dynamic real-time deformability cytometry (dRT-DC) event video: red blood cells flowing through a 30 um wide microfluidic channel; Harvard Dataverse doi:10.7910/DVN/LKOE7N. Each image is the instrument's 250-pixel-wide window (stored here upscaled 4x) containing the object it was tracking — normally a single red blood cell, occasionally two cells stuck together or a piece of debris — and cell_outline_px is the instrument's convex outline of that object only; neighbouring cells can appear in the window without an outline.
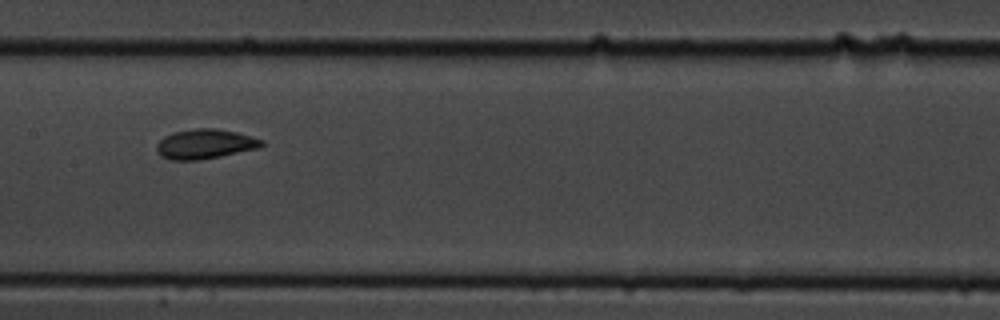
{"species": "common noctule bat (a hibernating species)", "species_latin": "Nyctalus noctula", "temperature_condition": "cold", "stored_images_in_passage": 12, "camera_frame_rate_fps": 3000, "um_per_image_px": 0.085, "animal": {"sex": "male", "body_mass_g": 19.5, "forearm_length_mm": 54.6}, "frame": {"image": 1, "passage_image": 6, "time_ms": 6.667, "image_size_px": [1000, 320], "cell_outline_px": [[264, 144], [260, 148], [200, 160], [172, 160], [160, 156], [156, 148], [156, 144], [164, 136], [176, 132], [196, 128], [216, 128], [236, 132], [264, 140]], "centroid_in_image_um": [17.43, 12.24], "position_along_channel_um": 190.0, "area_um2": 18.15}}
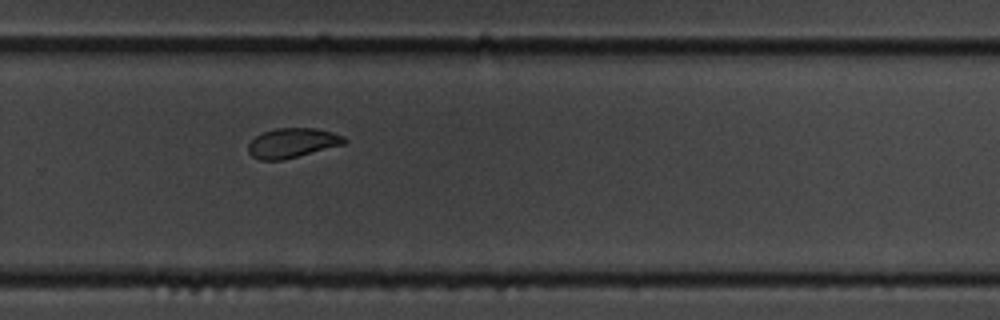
{"frame": {"image": 2, "passage_image": 9, "time_ms": 10.0, "image_size_px": [1000, 320], "cell_outline_px": [[348, 140], [344, 144], [284, 160], [260, 160], [252, 156], [248, 152], [248, 144], [256, 136], [264, 132], [276, 128], [316, 128], [332, 132], [344, 136]], "centroid_in_image_um": [24.85, 12.15], "position_along_channel_um": 304.9, "area_um2": 16.59}}
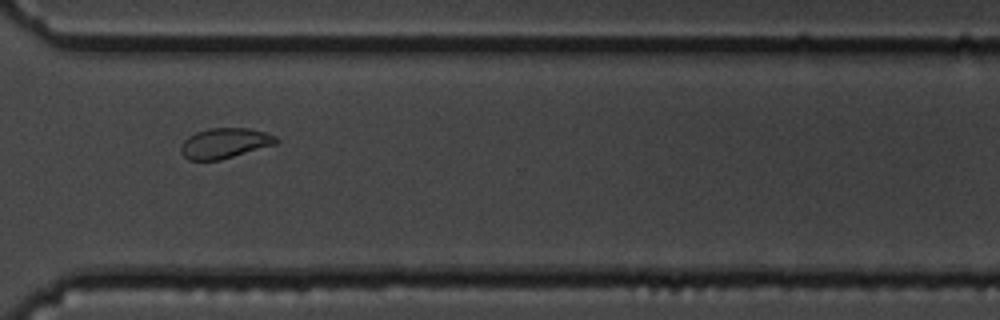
{"frame": {"image": 3, "passage_image": 10, "time_ms": 11.333, "image_size_px": [1000, 320], "cell_outline_px": [[280, 140], [276, 144], [220, 160], [188, 160], [180, 152], [180, 144], [188, 136], [196, 132], [208, 128], [248, 128], [268, 132], [276, 136]], "centroid_in_image_um": [19.1, 12.16], "position_along_channel_um": 351.5, "area_um2": 16.99}, "authors_computed_cell_mechanics": {"area_um2": 17.6001, "velocity_mm_per_s": 3.4647, "shape_relaxation_time_tau1_ms": 2.7249, "shape_relaxation_time_tau2_ms": 0.7072, "deformation_change_tau1": 0.1042, "deformation_change_tau2": 0.0596}}